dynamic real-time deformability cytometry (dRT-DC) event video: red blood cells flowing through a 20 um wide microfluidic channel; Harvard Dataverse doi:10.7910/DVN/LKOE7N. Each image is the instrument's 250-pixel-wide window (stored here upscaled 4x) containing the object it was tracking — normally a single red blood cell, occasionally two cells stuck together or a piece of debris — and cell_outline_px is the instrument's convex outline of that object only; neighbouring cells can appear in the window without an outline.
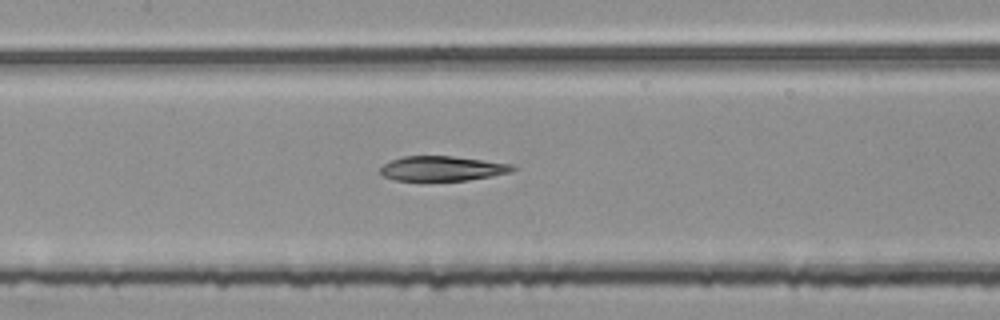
{"species": "common noctule bat (a hibernating species)", "species_latin": "Nyctalus noctula", "temperature_condition": "room temperature", "stored_images_in_passage": 55, "segment_of_instrument_passage": [2, 2], "camera_frame_rate_fps": 3000, "um_per_image_px": 0.085, "animal": {"sex": "female", "body_mass_g": 25.1}, "frame": {"image": 1, "passage_image": 26, "time_ms": 8.333, "image_size_px": [1000, 320], "cell_outline_px": [[516, 168], [512, 172], [492, 176], [468, 180], [392, 180], [384, 176], [380, 172], [380, 168], [384, 164], [392, 160], [404, 156], [452, 156], [512, 164]], "centroid_in_image_um": [37.6, 14.32], "position_along_channel_um": 169.8, "area_um2": 18.96}}
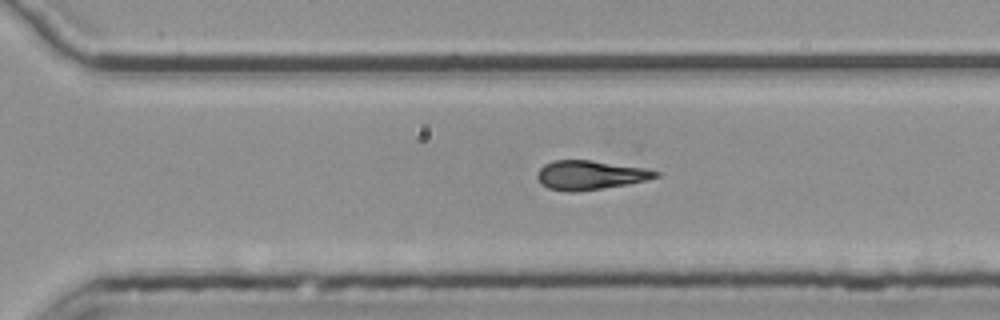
{"frame": {"image": 2, "passage_image": 38, "time_ms": 12.333, "image_size_px": [1000, 320], "cell_outline_px": [[660, 176], [628, 184], [572, 192], [548, 188], [540, 184], [536, 176], [540, 168], [544, 164], [552, 160], [592, 160], [644, 168], [660, 172]], "centroid_in_image_um": [50.12, 14.87], "position_along_channel_um": 320.5, "area_um2": 19.94}}
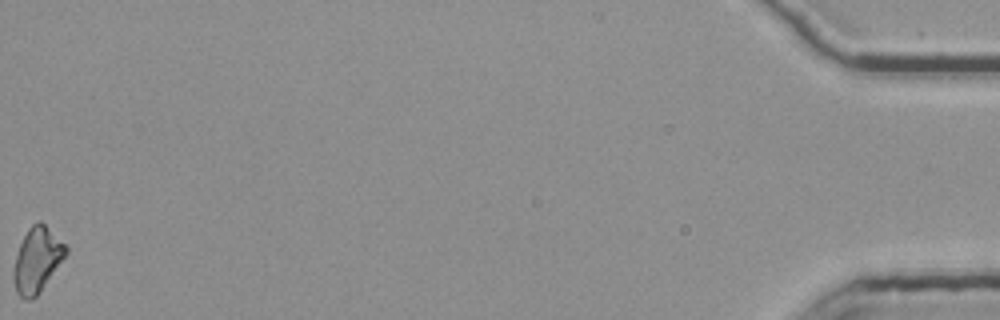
{"frame": {"image": 3, "passage_image": 55, "time_ms": 18.0, "image_size_px": [1000, 320], "cell_outline_px": [[68, 252], [40, 292], [32, 300], [24, 300], [16, 292], [12, 280], [12, 268], [20, 244], [28, 228], [36, 220], [40, 220], [68, 248]], "centroid_in_image_um": [3.11, 22.12], "position_along_channel_um": 432.1, "area_um2": 19.77}}